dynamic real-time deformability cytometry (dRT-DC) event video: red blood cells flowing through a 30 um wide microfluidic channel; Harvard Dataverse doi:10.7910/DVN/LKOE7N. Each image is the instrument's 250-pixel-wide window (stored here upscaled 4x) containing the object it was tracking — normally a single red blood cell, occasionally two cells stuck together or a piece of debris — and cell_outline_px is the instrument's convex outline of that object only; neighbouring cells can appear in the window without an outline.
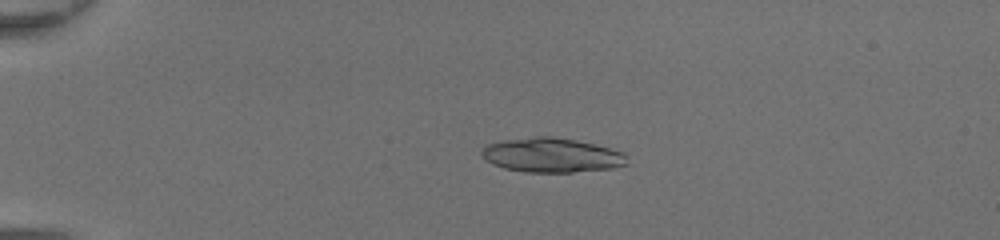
{"species": "common noctule bat (a hibernating species)", "species_latin": "Nyctalus noctula", "temperature_condition": "room temperature", "stored_images_in_passage": 49, "camera_frame_rate_fps": 3000, "um_per_image_px": 0.085, "animal": {"sex": "female", "body_mass_g": 20.0, "forearm_length_mm": 54.0}, "frame": {"image": 1, "passage_image": 13, "time_ms": 4.0, "image_size_px": [1000, 240], "cell_outline_px": [[628, 164], [612, 168], [572, 172], [524, 172], [504, 168], [492, 164], [480, 152], [484, 144], [504, 140], [536, 136], [552, 136], [576, 140], [624, 152]], "centroid_in_image_um": [46.86, 13.18], "position_along_channel_um": 38.1, "area_um2": 29.07}}
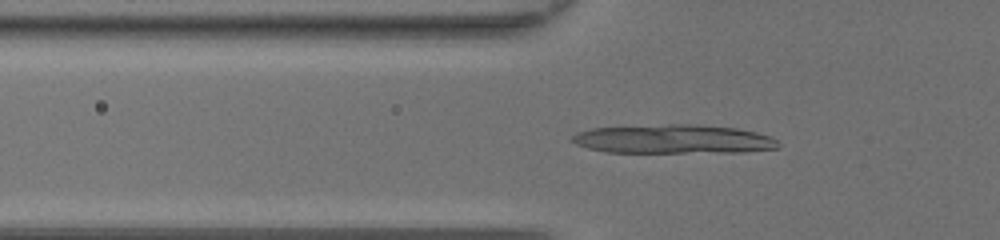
{"frame": {"image": 2, "passage_image": 19, "time_ms": 6.0, "image_size_px": [1000, 240], "cell_outline_px": [[780, 148], [744, 152], [604, 152], [588, 148], [576, 144], [568, 140], [576, 132], [592, 128], [668, 124], [700, 124], [736, 128], [756, 132], [772, 136], [780, 144]], "centroid_in_image_um": [57.25, 11.82], "position_along_channel_um": 68.5, "area_um2": 35.08}}